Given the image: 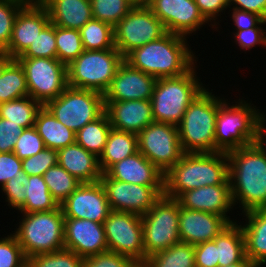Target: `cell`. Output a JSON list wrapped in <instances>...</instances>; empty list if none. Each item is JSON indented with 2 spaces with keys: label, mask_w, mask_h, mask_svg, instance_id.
<instances>
[{
  "label": "cell",
  "mask_w": 266,
  "mask_h": 267,
  "mask_svg": "<svg viewBox=\"0 0 266 267\" xmlns=\"http://www.w3.org/2000/svg\"><path fill=\"white\" fill-rule=\"evenodd\" d=\"M28 185V175L23 173L19 177L10 178L2 186L1 190L5 194V202H8V206L18 210L25 203Z\"/></svg>",
  "instance_id": "bcb514c9"
},
{
  "label": "cell",
  "mask_w": 266,
  "mask_h": 267,
  "mask_svg": "<svg viewBox=\"0 0 266 267\" xmlns=\"http://www.w3.org/2000/svg\"><path fill=\"white\" fill-rule=\"evenodd\" d=\"M138 151L164 174L184 154L176 125L152 122L137 134Z\"/></svg>",
  "instance_id": "5bb4252c"
},
{
  "label": "cell",
  "mask_w": 266,
  "mask_h": 267,
  "mask_svg": "<svg viewBox=\"0 0 266 267\" xmlns=\"http://www.w3.org/2000/svg\"><path fill=\"white\" fill-rule=\"evenodd\" d=\"M219 184H230L227 153H184L164 174L163 195L176 199L183 192Z\"/></svg>",
  "instance_id": "3957f363"
},
{
  "label": "cell",
  "mask_w": 266,
  "mask_h": 267,
  "mask_svg": "<svg viewBox=\"0 0 266 267\" xmlns=\"http://www.w3.org/2000/svg\"><path fill=\"white\" fill-rule=\"evenodd\" d=\"M112 129L109 117L104 112L96 120L87 123L75 134V142L94 153L98 158L104 151L109 131Z\"/></svg>",
  "instance_id": "4dcf8cb0"
},
{
  "label": "cell",
  "mask_w": 266,
  "mask_h": 267,
  "mask_svg": "<svg viewBox=\"0 0 266 267\" xmlns=\"http://www.w3.org/2000/svg\"><path fill=\"white\" fill-rule=\"evenodd\" d=\"M176 200L181 207L189 210L209 212L223 216L229 223H234L227 215L232 212L233 202L230 184L204 186L181 193ZM230 210V211H229Z\"/></svg>",
  "instance_id": "44dd1931"
},
{
  "label": "cell",
  "mask_w": 266,
  "mask_h": 267,
  "mask_svg": "<svg viewBox=\"0 0 266 267\" xmlns=\"http://www.w3.org/2000/svg\"><path fill=\"white\" fill-rule=\"evenodd\" d=\"M25 203L18 209L20 213H33L57 209L60 205L48 190L43 176H28Z\"/></svg>",
  "instance_id": "d6a6232c"
},
{
  "label": "cell",
  "mask_w": 266,
  "mask_h": 267,
  "mask_svg": "<svg viewBox=\"0 0 266 267\" xmlns=\"http://www.w3.org/2000/svg\"><path fill=\"white\" fill-rule=\"evenodd\" d=\"M25 128L5 118H0V153L13 152L17 138Z\"/></svg>",
  "instance_id": "681fc988"
},
{
  "label": "cell",
  "mask_w": 266,
  "mask_h": 267,
  "mask_svg": "<svg viewBox=\"0 0 266 267\" xmlns=\"http://www.w3.org/2000/svg\"><path fill=\"white\" fill-rule=\"evenodd\" d=\"M12 60H13V58L9 55V53L6 50L0 49V76L2 75V73L5 70L6 66Z\"/></svg>",
  "instance_id": "6f0895ef"
},
{
  "label": "cell",
  "mask_w": 266,
  "mask_h": 267,
  "mask_svg": "<svg viewBox=\"0 0 266 267\" xmlns=\"http://www.w3.org/2000/svg\"><path fill=\"white\" fill-rule=\"evenodd\" d=\"M254 143L266 155V142H254Z\"/></svg>",
  "instance_id": "91938a15"
},
{
  "label": "cell",
  "mask_w": 266,
  "mask_h": 267,
  "mask_svg": "<svg viewBox=\"0 0 266 267\" xmlns=\"http://www.w3.org/2000/svg\"><path fill=\"white\" fill-rule=\"evenodd\" d=\"M47 9L50 22L61 28L80 30L93 19L91 0H39Z\"/></svg>",
  "instance_id": "484cf974"
},
{
  "label": "cell",
  "mask_w": 266,
  "mask_h": 267,
  "mask_svg": "<svg viewBox=\"0 0 266 267\" xmlns=\"http://www.w3.org/2000/svg\"><path fill=\"white\" fill-rule=\"evenodd\" d=\"M138 151L137 134L111 129L103 153L99 157V166L105 173L113 164Z\"/></svg>",
  "instance_id": "f546056e"
},
{
  "label": "cell",
  "mask_w": 266,
  "mask_h": 267,
  "mask_svg": "<svg viewBox=\"0 0 266 267\" xmlns=\"http://www.w3.org/2000/svg\"><path fill=\"white\" fill-rule=\"evenodd\" d=\"M79 31L84 50H105L115 47L114 27L107 22L92 19Z\"/></svg>",
  "instance_id": "d590c367"
},
{
  "label": "cell",
  "mask_w": 266,
  "mask_h": 267,
  "mask_svg": "<svg viewBox=\"0 0 266 267\" xmlns=\"http://www.w3.org/2000/svg\"><path fill=\"white\" fill-rule=\"evenodd\" d=\"M21 214L13 234L27 259L65 248L64 215L60 206L55 210Z\"/></svg>",
  "instance_id": "8992f818"
},
{
  "label": "cell",
  "mask_w": 266,
  "mask_h": 267,
  "mask_svg": "<svg viewBox=\"0 0 266 267\" xmlns=\"http://www.w3.org/2000/svg\"><path fill=\"white\" fill-rule=\"evenodd\" d=\"M242 98L232 105L226 99L219 106L215 127L216 152L228 153L255 141L261 110Z\"/></svg>",
  "instance_id": "52a82bcc"
},
{
  "label": "cell",
  "mask_w": 266,
  "mask_h": 267,
  "mask_svg": "<svg viewBox=\"0 0 266 267\" xmlns=\"http://www.w3.org/2000/svg\"><path fill=\"white\" fill-rule=\"evenodd\" d=\"M49 23L48 11L39 0L27 2L15 18L12 38L5 50L17 59Z\"/></svg>",
  "instance_id": "ac0fdd59"
},
{
  "label": "cell",
  "mask_w": 266,
  "mask_h": 267,
  "mask_svg": "<svg viewBox=\"0 0 266 267\" xmlns=\"http://www.w3.org/2000/svg\"><path fill=\"white\" fill-rule=\"evenodd\" d=\"M60 207L64 218L87 219L102 224L111 211L100 181L81 183Z\"/></svg>",
  "instance_id": "e0dca14e"
},
{
  "label": "cell",
  "mask_w": 266,
  "mask_h": 267,
  "mask_svg": "<svg viewBox=\"0 0 266 267\" xmlns=\"http://www.w3.org/2000/svg\"><path fill=\"white\" fill-rule=\"evenodd\" d=\"M58 164V152L51 148H45L31 157L22 159V170L28 175L43 176L52 166Z\"/></svg>",
  "instance_id": "7bdbcfd3"
},
{
  "label": "cell",
  "mask_w": 266,
  "mask_h": 267,
  "mask_svg": "<svg viewBox=\"0 0 266 267\" xmlns=\"http://www.w3.org/2000/svg\"><path fill=\"white\" fill-rule=\"evenodd\" d=\"M167 33L163 23L145 3L135 6L114 26L115 48L125 58L131 51Z\"/></svg>",
  "instance_id": "8fae6325"
},
{
  "label": "cell",
  "mask_w": 266,
  "mask_h": 267,
  "mask_svg": "<svg viewBox=\"0 0 266 267\" xmlns=\"http://www.w3.org/2000/svg\"><path fill=\"white\" fill-rule=\"evenodd\" d=\"M144 3L172 34L189 38L187 36L208 23L195 0H146Z\"/></svg>",
  "instance_id": "2e32d148"
},
{
  "label": "cell",
  "mask_w": 266,
  "mask_h": 267,
  "mask_svg": "<svg viewBox=\"0 0 266 267\" xmlns=\"http://www.w3.org/2000/svg\"><path fill=\"white\" fill-rule=\"evenodd\" d=\"M45 107L58 121L75 133L105 112L102 93L69 86Z\"/></svg>",
  "instance_id": "30bf717a"
},
{
  "label": "cell",
  "mask_w": 266,
  "mask_h": 267,
  "mask_svg": "<svg viewBox=\"0 0 266 267\" xmlns=\"http://www.w3.org/2000/svg\"><path fill=\"white\" fill-rule=\"evenodd\" d=\"M196 67L181 76L157 79L150 99L155 122L180 123L190 103L206 88Z\"/></svg>",
  "instance_id": "5b68a950"
},
{
  "label": "cell",
  "mask_w": 266,
  "mask_h": 267,
  "mask_svg": "<svg viewBox=\"0 0 266 267\" xmlns=\"http://www.w3.org/2000/svg\"><path fill=\"white\" fill-rule=\"evenodd\" d=\"M57 58L55 25L51 22L18 58Z\"/></svg>",
  "instance_id": "ab89813d"
},
{
  "label": "cell",
  "mask_w": 266,
  "mask_h": 267,
  "mask_svg": "<svg viewBox=\"0 0 266 267\" xmlns=\"http://www.w3.org/2000/svg\"><path fill=\"white\" fill-rule=\"evenodd\" d=\"M137 263L122 254L106 251L83 259L82 267H134Z\"/></svg>",
  "instance_id": "7dc6e473"
},
{
  "label": "cell",
  "mask_w": 266,
  "mask_h": 267,
  "mask_svg": "<svg viewBox=\"0 0 266 267\" xmlns=\"http://www.w3.org/2000/svg\"><path fill=\"white\" fill-rule=\"evenodd\" d=\"M103 226L108 251L145 263L141 215L111 210Z\"/></svg>",
  "instance_id": "4fadbf2b"
},
{
  "label": "cell",
  "mask_w": 266,
  "mask_h": 267,
  "mask_svg": "<svg viewBox=\"0 0 266 267\" xmlns=\"http://www.w3.org/2000/svg\"><path fill=\"white\" fill-rule=\"evenodd\" d=\"M180 204L162 195L142 218L145 262L160 251L181 241L179 236Z\"/></svg>",
  "instance_id": "9c48e42d"
},
{
  "label": "cell",
  "mask_w": 266,
  "mask_h": 267,
  "mask_svg": "<svg viewBox=\"0 0 266 267\" xmlns=\"http://www.w3.org/2000/svg\"><path fill=\"white\" fill-rule=\"evenodd\" d=\"M64 247L83 259L108 251L103 224L64 218Z\"/></svg>",
  "instance_id": "d6986e66"
},
{
  "label": "cell",
  "mask_w": 266,
  "mask_h": 267,
  "mask_svg": "<svg viewBox=\"0 0 266 267\" xmlns=\"http://www.w3.org/2000/svg\"><path fill=\"white\" fill-rule=\"evenodd\" d=\"M20 267H34L33 264L27 259Z\"/></svg>",
  "instance_id": "94428289"
},
{
  "label": "cell",
  "mask_w": 266,
  "mask_h": 267,
  "mask_svg": "<svg viewBox=\"0 0 266 267\" xmlns=\"http://www.w3.org/2000/svg\"><path fill=\"white\" fill-rule=\"evenodd\" d=\"M157 79L132 67L125 60L103 94L104 101L150 100Z\"/></svg>",
  "instance_id": "ffe728a7"
},
{
  "label": "cell",
  "mask_w": 266,
  "mask_h": 267,
  "mask_svg": "<svg viewBox=\"0 0 266 267\" xmlns=\"http://www.w3.org/2000/svg\"><path fill=\"white\" fill-rule=\"evenodd\" d=\"M104 187L111 210L146 214L164 194V186H143L121 182L102 173Z\"/></svg>",
  "instance_id": "9a60e30c"
},
{
  "label": "cell",
  "mask_w": 266,
  "mask_h": 267,
  "mask_svg": "<svg viewBox=\"0 0 266 267\" xmlns=\"http://www.w3.org/2000/svg\"><path fill=\"white\" fill-rule=\"evenodd\" d=\"M263 27H253L250 29H244L235 31L234 40L235 44H238L239 48L243 51L251 50L256 45L266 47V29Z\"/></svg>",
  "instance_id": "c3c4849f"
},
{
  "label": "cell",
  "mask_w": 266,
  "mask_h": 267,
  "mask_svg": "<svg viewBox=\"0 0 266 267\" xmlns=\"http://www.w3.org/2000/svg\"><path fill=\"white\" fill-rule=\"evenodd\" d=\"M58 152V164L81 183L99 182L102 171L99 158L78 143L68 145Z\"/></svg>",
  "instance_id": "d4e9b609"
},
{
  "label": "cell",
  "mask_w": 266,
  "mask_h": 267,
  "mask_svg": "<svg viewBox=\"0 0 266 267\" xmlns=\"http://www.w3.org/2000/svg\"><path fill=\"white\" fill-rule=\"evenodd\" d=\"M57 59L68 66L83 51V43L79 30L55 26Z\"/></svg>",
  "instance_id": "74e56055"
},
{
  "label": "cell",
  "mask_w": 266,
  "mask_h": 267,
  "mask_svg": "<svg viewBox=\"0 0 266 267\" xmlns=\"http://www.w3.org/2000/svg\"><path fill=\"white\" fill-rule=\"evenodd\" d=\"M229 8L252 12L266 20V0H228Z\"/></svg>",
  "instance_id": "11a10c76"
},
{
  "label": "cell",
  "mask_w": 266,
  "mask_h": 267,
  "mask_svg": "<svg viewBox=\"0 0 266 267\" xmlns=\"http://www.w3.org/2000/svg\"><path fill=\"white\" fill-rule=\"evenodd\" d=\"M232 9V10H230ZM231 12V20L234 23L236 31L250 29L253 27H261L262 25H266V20L262 17L258 16L255 13L238 10L235 8H230Z\"/></svg>",
  "instance_id": "db71d44e"
},
{
  "label": "cell",
  "mask_w": 266,
  "mask_h": 267,
  "mask_svg": "<svg viewBox=\"0 0 266 267\" xmlns=\"http://www.w3.org/2000/svg\"><path fill=\"white\" fill-rule=\"evenodd\" d=\"M28 260L34 267H82L83 264V258L66 248L55 252L37 254Z\"/></svg>",
  "instance_id": "60d3db41"
},
{
  "label": "cell",
  "mask_w": 266,
  "mask_h": 267,
  "mask_svg": "<svg viewBox=\"0 0 266 267\" xmlns=\"http://www.w3.org/2000/svg\"><path fill=\"white\" fill-rule=\"evenodd\" d=\"M24 69L29 96L45 106L68 87L67 66L57 58H17Z\"/></svg>",
  "instance_id": "7c38bea8"
},
{
  "label": "cell",
  "mask_w": 266,
  "mask_h": 267,
  "mask_svg": "<svg viewBox=\"0 0 266 267\" xmlns=\"http://www.w3.org/2000/svg\"><path fill=\"white\" fill-rule=\"evenodd\" d=\"M136 3L135 0H91L93 19L114 27Z\"/></svg>",
  "instance_id": "f35d334b"
},
{
  "label": "cell",
  "mask_w": 266,
  "mask_h": 267,
  "mask_svg": "<svg viewBox=\"0 0 266 267\" xmlns=\"http://www.w3.org/2000/svg\"><path fill=\"white\" fill-rule=\"evenodd\" d=\"M144 264L147 267H195L194 245L180 241L149 256Z\"/></svg>",
  "instance_id": "836d02e7"
},
{
  "label": "cell",
  "mask_w": 266,
  "mask_h": 267,
  "mask_svg": "<svg viewBox=\"0 0 266 267\" xmlns=\"http://www.w3.org/2000/svg\"><path fill=\"white\" fill-rule=\"evenodd\" d=\"M24 0H0V49H6L11 41L13 25Z\"/></svg>",
  "instance_id": "b9f144b4"
},
{
  "label": "cell",
  "mask_w": 266,
  "mask_h": 267,
  "mask_svg": "<svg viewBox=\"0 0 266 267\" xmlns=\"http://www.w3.org/2000/svg\"><path fill=\"white\" fill-rule=\"evenodd\" d=\"M266 114L260 112L259 123L256 126V134L254 142H266Z\"/></svg>",
  "instance_id": "9f6ffc18"
},
{
  "label": "cell",
  "mask_w": 266,
  "mask_h": 267,
  "mask_svg": "<svg viewBox=\"0 0 266 267\" xmlns=\"http://www.w3.org/2000/svg\"><path fill=\"white\" fill-rule=\"evenodd\" d=\"M227 155L233 206L239 203L243 214L266 209V155L255 143Z\"/></svg>",
  "instance_id": "6da1fadb"
},
{
  "label": "cell",
  "mask_w": 266,
  "mask_h": 267,
  "mask_svg": "<svg viewBox=\"0 0 266 267\" xmlns=\"http://www.w3.org/2000/svg\"><path fill=\"white\" fill-rule=\"evenodd\" d=\"M34 127L46 148L58 151L75 143L76 133L58 121L45 106L38 112Z\"/></svg>",
  "instance_id": "f1b7e54d"
},
{
  "label": "cell",
  "mask_w": 266,
  "mask_h": 267,
  "mask_svg": "<svg viewBox=\"0 0 266 267\" xmlns=\"http://www.w3.org/2000/svg\"><path fill=\"white\" fill-rule=\"evenodd\" d=\"M195 267H218L217 245L207 241L194 245Z\"/></svg>",
  "instance_id": "f5cc1de1"
},
{
  "label": "cell",
  "mask_w": 266,
  "mask_h": 267,
  "mask_svg": "<svg viewBox=\"0 0 266 267\" xmlns=\"http://www.w3.org/2000/svg\"><path fill=\"white\" fill-rule=\"evenodd\" d=\"M27 260L13 233L0 238V267H20Z\"/></svg>",
  "instance_id": "ee69618b"
},
{
  "label": "cell",
  "mask_w": 266,
  "mask_h": 267,
  "mask_svg": "<svg viewBox=\"0 0 266 267\" xmlns=\"http://www.w3.org/2000/svg\"><path fill=\"white\" fill-rule=\"evenodd\" d=\"M123 61V55L115 47L84 50L67 66L68 86L104 94Z\"/></svg>",
  "instance_id": "ba28073f"
},
{
  "label": "cell",
  "mask_w": 266,
  "mask_h": 267,
  "mask_svg": "<svg viewBox=\"0 0 266 267\" xmlns=\"http://www.w3.org/2000/svg\"><path fill=\"white\" fill-rule=\"evenodd\" d=\"M22 160L14 152L0 153V188L12 177L23 174Z\"/></svg>",
  "instance_id": "f907efd6"
},
{
  "label": "cell",
  "mask_w": 266,
  "mask_h": 267,
  "mask_svg": "<svg viewBox=\"0 0 266 267\" xmlns=\"http://www.w3.org/2000/svg\"><path fill=\"white\" fill-rule=\"evenodd\" d=\"M253 263H233L224 267H254Z\"/></svg>",
  "instance_id": "680465c9"
},
{
  "label": "cell",
  "mask_w": 266,
  "mask_h": 267,
  "mask_svg": "<svg viewBox=\"0 0 266 267\" xmlns=\"http://www.w3.org/2000/svg\"><path fill=\"white\" fill-rule=\"evenodd\" d=\"M29 95L23 67L13 59L0 76V103Z\"/></svg>",
  "instance_id": "e575fe53"
},
{
  "label": "cell",
  "mask_w": 266,
  "mask_h": 267,
  "mask_svg": "<svg viewBox=\"0 0 266 267\" xmlns=\"http://www.w3.org/2000/svg\"><path fill=\"white\" fill-rule=\"evenodd\" d=\"M49 192L60 205L63 203L81 184L74 176L69 174L59 164L50 167L43 175Z\"/></svg>",
  "instance_id": "8d00e7d4"
},
{
  "label": "cell",
  "mask_w": 266,
  "mask_h": 267,
  "mask_svg": "<svg viewBox=\"0 0 266 267\" xmlns=\"http://www.w3.org/2000/svg\"><path fill=\"white\" fill-rule=\"evenodd\" d=\"M205 88L188 106L177 125L184 153L216 152L215 127L220 104L225 97L214 96Z\"/></svg>",
  "instance_id": "277c9868"
},
{
  "label": "cell",
  "mask_w": 266,
  "mask_h": 267,
  "mask_svg": "<svg viewBox=\"0 0 266 267\" xmlns=\"http://www.w3.org/2000/svg\"><path fill=\"white\" fill-rule=\"evenodd\" d=\"M137 3H144L146 0H135Z\"/></svg>",
  "instance_id": "be15d7a7"
},
{
  "label": "cell",
  "mask_w": 266,
  "mask_h": 267,
  "mask_svg": "<svg viewBox=\"0 0 266 267\" xmlns=\"http://www.w3.org/2000/svg\"><path fill=\"white\" fill-rule=\"evenodd\" d=\"M195 3L198 6V9L204 19L209 23H211V27L215 30L218 29L217 24L219 26V21L216 22V17H218L221 12L229 8L228 0H195ZM220 13V14H219ZM214 24H213V23Z\"/></svg>",
  "instance_id": "816d5d0a"
},
{
  "label": "cell",
  "mask_w": 266,
  "mask_h": 267,
  "mask_svg": "<svg viewBox=\"0 0 266 267\" xmlns=\"http://www.w3.org/2000/svg\"><path fill=\"white\" fill-rule=\"evenodd\" d=\"M134 267H147L144 263H137Z\"/></svg>",
  "instance_id": "6125c7cd"
},
{
  "label": "cell",
  "mask_w": 266,
  "mask_h": 267,
  "mask_svg": "<svg viewBox=\"0 0 266 267\" xmlns=\"http://www.w3.org/2000/svg\"><path fill=\"white\" fill-rule=\"evenodd\" d=\"M113 129L138 134L154 122L150 100L104 101Z\"/></svg>",
  "instance_id": "603a6c76"
},
{
  "label": "cell",
  "mask_w": 266,
  "mask_h": 267,
  "mask_svg": "<svg viewBox=\"0 0 266 267\" xmlns=\"http://www.w3.org/2000/svg\"><path fill=\"white\" fill-rule=\"evenodd\" d=\"M46 148L42 138L35 127L24 129L17 138L13 152L19 159H25L36 155Z\"/></svg>",
  "instance_id": "f6af8a7d"
},
{
  "label": "cell",
  "mask_w": 266,
  "mask_h": 267,
  "mask_svg": "<svg viewBox=\"0 0 266 267\" xmlns=\"http://www.w3.org/2000/svg\"><path fill=\"white\" fill-rule=\"evenodd\" d=\"M105 173L121 182L164 186V173L139 151L113 164Z\"/></svg>",
  "instance_id": "cb8c5ba5"
},
{
  "label": "cell",
  "mask_w": 266,
  "mask_h": 267,
  "mask_svg": "<svg viewBox=\"0 0 266 267\" xmlns=\"http://www.w3.org/2000/svg\"><path fill=\"white\" fill-rule=\"evenodd\" d=\"M246 222L240 224L244 236L245 256L255 266L266 265V209L244 213Z\"/></svg>",
  "instance_id": "4316f807"
},
{
  "label": "cell",
  "mask_w": 266,
  "mask_h": 267,
  "mask_svg": "<svg viewBox=\"0 0 266 267\" xmlns=\"http://www.w3.org/2000/svg\"><path fill=\"white\" fill-rule=\"evenodd\" d=\"M178 224L181 242L196 245L212 241L230 223L223 216L180 206Z\"/></svg>",
  "instance_id": "7402d4cb"
},
{
  "label": "cell",
  "mask_w": 266,
  "mask_h": 267,
  "mask_svg": "<svg viewBox=\"0 0 266 267\" xmlns=\"http://www.w3.org/2000/svg\"><path fill=\"white\" fill-rule=\"evenodd\" d=\"M240 223H230L213 241L217 245L218 267L233 263H252L245 256L244 236Z\"/></svg>",
  "instance_id": "83f0119b"
},
{
  "label": "cell",
  "mask_w": 266,
  "mask_h": 267,
  "mask_svg": "<svg viewBox=\"0 0 266 267\" xmlns=\"http://www.w3.org/2000/svg\"><path fill=\"white\" fill-rule=\"evenodd\" d=\"M42 107L41 103L28 95L0 103V118L10 120L25 129L31 128L34 127L37 114Z\"/></svg>",
  "instance_id": "1f68e13d"
},
{
  "label": "cell",
  "mask_w": 266,
  "mask_h": 267,
  "mask_svg": "<svg viewBox=\"0 0 266 267\" xmlns=\"http://www.w3.org/2000/svg\"><path fill=\"white\" fill-rule=\"evenodd\" d=\"M187 42L186 37L167 32L160 39L134 49L124 60L156 79L181 76L198 61Z\"/></svg>",
  "instance_id": "7a4b0ae2"
}]
</instances>
